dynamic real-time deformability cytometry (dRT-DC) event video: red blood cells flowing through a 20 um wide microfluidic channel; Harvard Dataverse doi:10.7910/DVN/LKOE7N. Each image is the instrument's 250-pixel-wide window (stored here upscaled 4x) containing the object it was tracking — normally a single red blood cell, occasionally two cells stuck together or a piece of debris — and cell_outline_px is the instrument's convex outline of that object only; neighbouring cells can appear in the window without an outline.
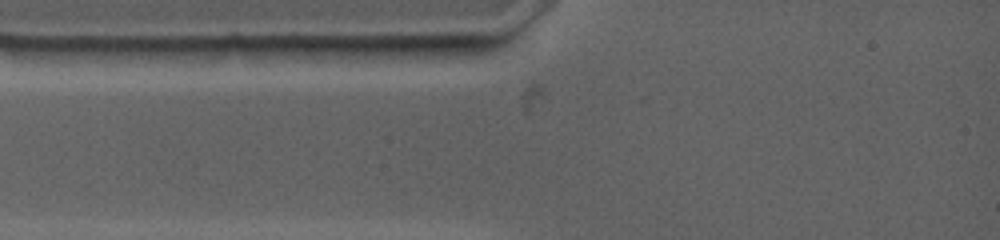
{"species": "common noctule bat (a hibernating species)", "species_latin": "Nyctalus noctula", "temperature_condition": "warm", "stored_images_in_passage": 2, "camera_frame_rate_fps": 4500, "um_per_image_px": 0.085, "animal": {"sex": "female", "body_mass_g": 19.0, "forearm_length_mm": 53.3}, "frame": {"image": 1, "passage_image": 1, "time_ms": 0.0, "image_size_px": [1000, 240], "cell_outline_px": [[412, 48], [400, 64], [312, 56], [292, 48], [300, 44], [400, 44]], "centroid_in_image_um": [30.44, 4.41], "position_along_channel_um": 54.6, "area_um2": 12.08}}